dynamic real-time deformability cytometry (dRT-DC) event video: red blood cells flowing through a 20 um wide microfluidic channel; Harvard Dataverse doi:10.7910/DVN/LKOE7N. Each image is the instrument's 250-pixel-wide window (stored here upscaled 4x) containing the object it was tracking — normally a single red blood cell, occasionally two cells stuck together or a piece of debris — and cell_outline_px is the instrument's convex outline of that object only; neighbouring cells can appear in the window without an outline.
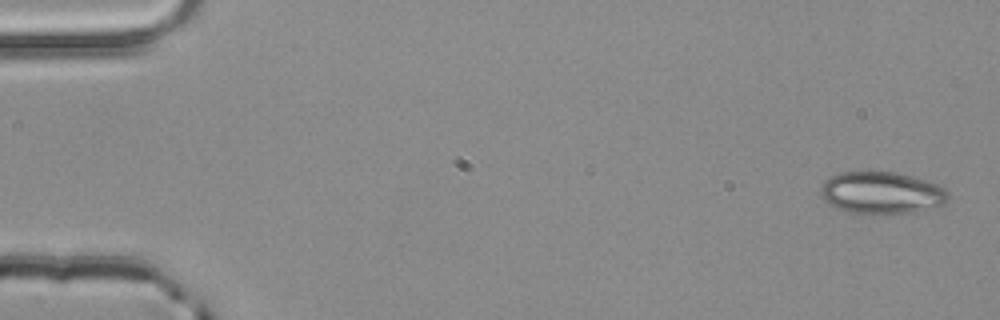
{"species": "common noctule bat (a hibernating species)", "species_latin": "Nyctalus noctula", "temperature_condition": "room temperature", "stored_images_in_passage": 4, "camera_frame_rate_fps": 3000, "um_per_image_px": 0.085, "animal": {"sex": "male", "body_mass_g": 20.4}, "frame": {"image": 1, "passage_image": 1, "time_ms": 0.0, "image_size_px": [1000, 320], "cell_outline_px": [[948, 200], [944, 204], [912, 212], [852, 212], [836, 208], [828, 204], [820, 196], [820, 188], [832, 176], [840, 172], [896, 172], [912, 176], [936, 184], [944, 188], [948, 192]], "centroid_in_image_um": [74.92, 16.37], "position_along_channel_um": 10.1, "area_um2": 30.58}}